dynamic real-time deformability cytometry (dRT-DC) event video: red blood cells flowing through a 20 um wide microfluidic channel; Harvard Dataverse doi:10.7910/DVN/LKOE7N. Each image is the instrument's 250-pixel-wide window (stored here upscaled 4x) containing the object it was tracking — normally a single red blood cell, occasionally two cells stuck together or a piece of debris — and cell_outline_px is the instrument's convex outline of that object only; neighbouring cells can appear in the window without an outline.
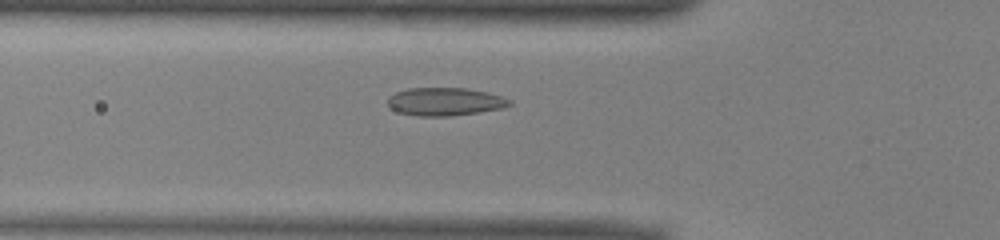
{"species": "common noctule bat (a hibernating species)", "species_latin": "Nyctalus noctula", "temperature_condition": "warm", "stored_images_in_passage": 26, "camera_frame_rate_fps": 3000, "um_per_image_px": 0.085, "animal": {"sex": "male", "body_mass_g": 13.0, "forearm_length_mm": 53.1}, "frame": {"image": 1, "passage_image": 2, "time_ms": 0.333, "image_size_px": [1000, 240], "cell_outline_px": [[512, 104], [504, 108], [480, 112], [448, 116], [420, 116], [400, 112], [392, 108], [388, 104], [388, 96], [396, 92], [408, 88], [468, 88], [500, 96], [512, 100]], "centroid_in_image_um": [37.84, 8.63], "position_along_channel_um": 88.0, "area_um2": 19.77}}
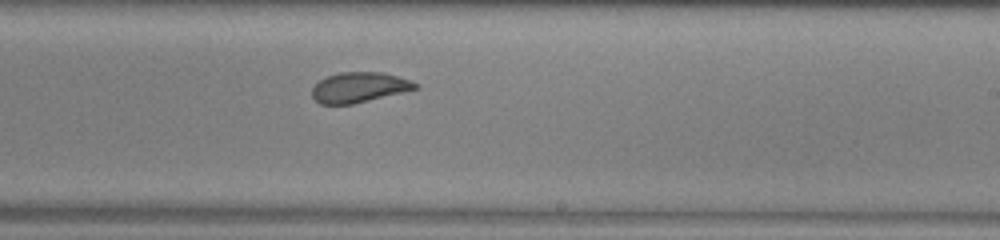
{"frame": {"image": 2, "passage_image": 15, "time_ms": 4.667, "image_size_px": [1000, 240], "cell_outline_px": [[420, 88], [352, 104], [320, 104], [312, 96], [312, 88], [320, 80], [328, 76], [340, 72], [384, 72], [412, 80], [420, 84]], "centroid_in_image_um": [30.58, 7.41], "position_along_channel_um": 258.4, "area_um2": 18.21}}
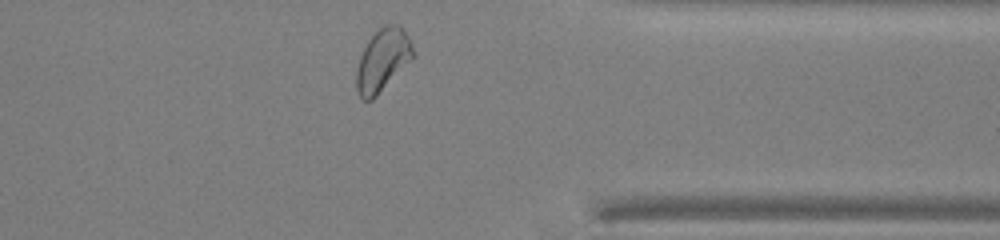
{"frame": {"image": 3, "passage_image": 25, "time_ms": 8.0, "image_size_px": [1000, 240], "cell_outline_px": [[416, 56], [372, 100], [364, 100], [360, 96], [356, 88], [356, 72], [360, 56], [368, 40], [384, 24], [400, 24], [408, 36], [416, 52]], "centroid_in_image_um": [32.56, 5.09], "position_along_channel_um": 378.8, "area_um2": 20.69}}